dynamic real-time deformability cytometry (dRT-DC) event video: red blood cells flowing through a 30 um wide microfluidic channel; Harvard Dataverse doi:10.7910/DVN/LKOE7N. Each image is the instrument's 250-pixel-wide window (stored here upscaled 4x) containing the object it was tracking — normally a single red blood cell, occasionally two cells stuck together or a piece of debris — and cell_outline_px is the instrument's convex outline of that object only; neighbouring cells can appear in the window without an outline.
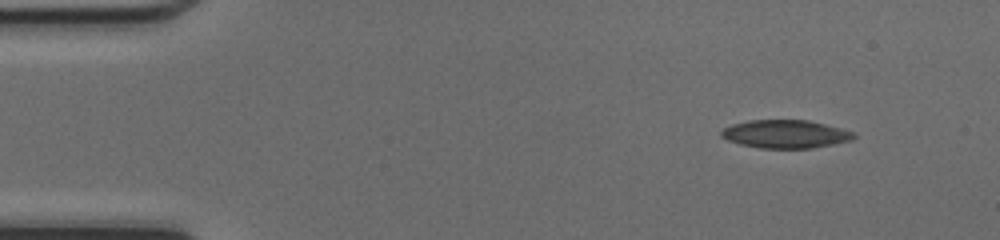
{"species": "common noctule bat (a hibernating species)", "species_latin": "Nyctalus noctula", "temperature_condition": "cold", "stored_images_in_passage": 44, "camera_frame_rate_fps": 3000, "um_per_image_px": 0.085, "animal": {"sex": "female", "body_mass_g": 17.0, "forearm_length_mm": 48.0}, "frame": {"image": 1, "passage_image": 1, "time_ms": 0.0, "image_size_px": [1000, 240], "cell_outline_px": [[856, 136], [852, 140], [812, 148], [760, 148], [740, 144], [728, 140], [720, 136], [720, 132], [724, 128], [732, 124], [748, 120], [808, 120], [856, 132]], "centroid_in_image_um": [66.76, 11.39], "position_along_channel_um": 18.2, "area_um2": 21.73}}
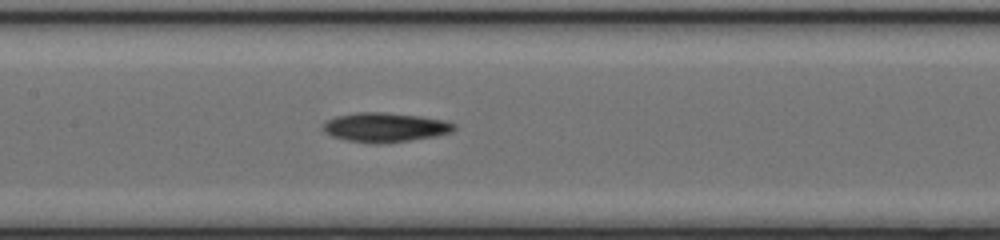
{"frame": {"image": 2, "passage_image": 19, "time_ms": 6.0, "image_size_px": [1000, 240], "cell_outline_px": [[456, 128], [452, 132], [436, 136], [380, 144], [372, 144], [348, 140], [332, 136], [324, 132], [324, 124], [328, 120], [336, 116], [356, 112], [380, 112], [420, 116], [444, 120], [456, 124]], "centroid_in_image_um": [32.75, 10.82], "position_along_channel_um": 174.6, "area_um2": 22.31}}
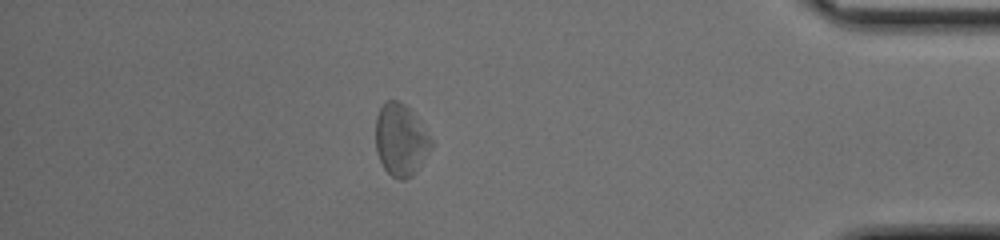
{"frame": {"image": 3, "passage_image": 38, "time_ms": 12.333, "image_size_px": [1000, 240], "cell_outline_px": [[432, 148], [416, 172], [412, 176], [404, 180], [400, 180], [392, 176], [384, 168], [376, 152], [376, 116], [380, 108], [388, 100], [400, 100], [416, 116], [432, 140]], "centroid_in_image_um": [34.06, 11.9], "position_along_channel_um": 401.1, "area_um2": 23.29}, "authors_computed_cell_mechanics": {"area_um2": 22.3108, "velocity_mm_per_s": 4.2583, "shape_relaxation_time_tau1_ms": 2.2047, "shape_relaxation_time_tau2_ms": null, "deformation_change_tau1": 0.0714, "deformation_change_tau2": null}}